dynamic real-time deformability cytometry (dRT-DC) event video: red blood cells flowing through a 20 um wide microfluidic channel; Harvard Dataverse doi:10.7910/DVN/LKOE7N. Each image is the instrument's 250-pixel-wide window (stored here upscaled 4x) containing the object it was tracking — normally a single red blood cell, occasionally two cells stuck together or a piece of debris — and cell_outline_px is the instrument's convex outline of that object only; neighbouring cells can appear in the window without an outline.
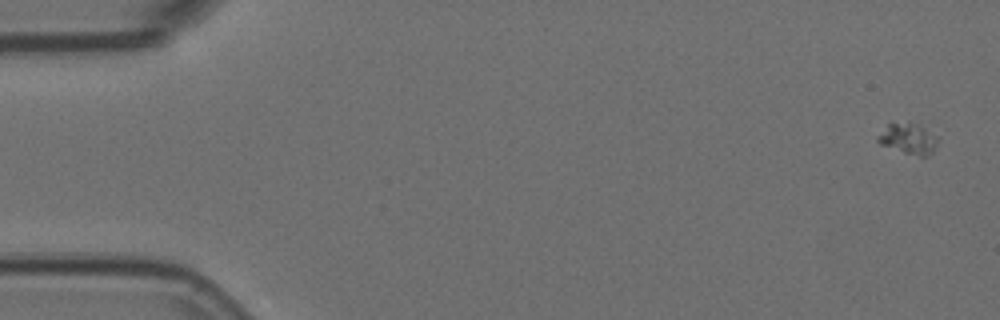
{"species": "Egyptian fruit bat (a non-hibernating species)", "species_latin": "Rousettus aegyptiacus", "temperature_condition": "room temperature", "stored_images_in_passage": 11, "camera_frame_rate_fps": 3000, "um_per_image_px": 0.085, "animal": {"sex": "female"}, "frame": {"image": 1, "passage_image": 1, "time_ms": 0.0, "image_size_px": [1000, 320], "cell_outline_px": [[936, 148], [928, 156], [920, 156], [904, 152], [880, 144], [876, 140], [876, 136], [888, 124], [908, 120], [920, 124], [936, 136]], "centroid_in_image_um": [77.19, 11.75], "position_along_channel_um": 7.8, "area_um2": 10.87}}
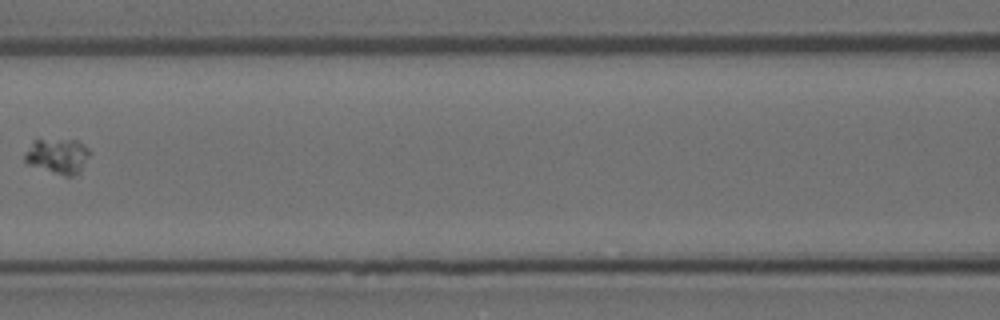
{"frame": {"image": 2, "passage_image": 7, "time_ms": 2.0, "image_size_px": [1000, 320], "cell_outline_px": [[92, 152], [80, 168], [72, 176], [64, 176], [28, 164], [24, 160], [24, 152], [36, 140], [76, 140], [84, 144]], "centroid_in_image_um": [4.9, 13.25], "position_along_channel_um": 161.7, "area_um2": 13.01}}
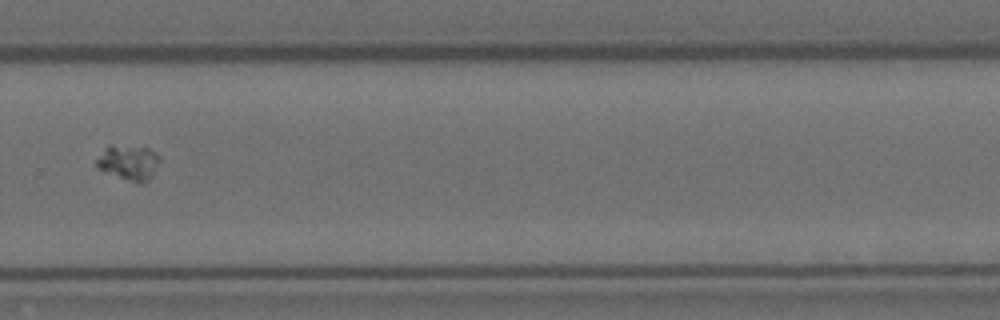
{"frame": {"image": 3, "passage_image": 11, "time_ms": 3.333, "image_size_px": [1000, 320], "cell_outline_px": [[160, 160], [152, 176], [148, 180], [140, 184], [136, 184], [96, 168], [96, 160], [104, 148], [108, 144], [148, 148], [156, 152], [160, 156]], "centroid_in_image_um": [10.93, 13.82], "position_along_channel_um": 318.9, "area_um2": 13.12}}